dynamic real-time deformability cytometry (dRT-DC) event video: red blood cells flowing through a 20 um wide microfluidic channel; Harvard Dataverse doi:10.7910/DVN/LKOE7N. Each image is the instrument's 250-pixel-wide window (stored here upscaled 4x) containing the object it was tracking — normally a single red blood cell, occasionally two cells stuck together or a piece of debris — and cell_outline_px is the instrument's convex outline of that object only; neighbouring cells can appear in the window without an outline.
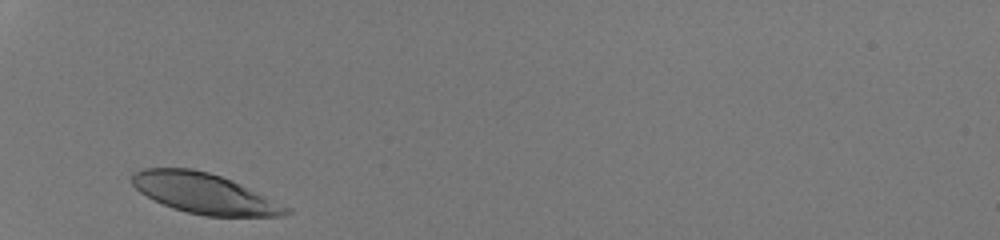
{"species": "human", "species_latin": "Homo sapiens", "temperature_condition": "room temperature", "stored_images_in_passage": 25, "camera_frame_rate_fps": 3000, "um_per_image_px": 0.085, "donor": {"sex": "male"}, "frame": {"image": 1, "passage_image": 1, "time_ms": 0.0, "image_size_px": [1000, 240], "cell_outline_px": [[292, 212], [280, 216], [204, 216], [172, 208], [140, 192], [132, 184], [132, 172], [144, 168], [192, 168], [208, 172], [232, 180], [292, 208]], "centroid_in_image_um": [17.39, 16.44], "position_along_channel_um": 67.6, "area_um2": 36.01}}
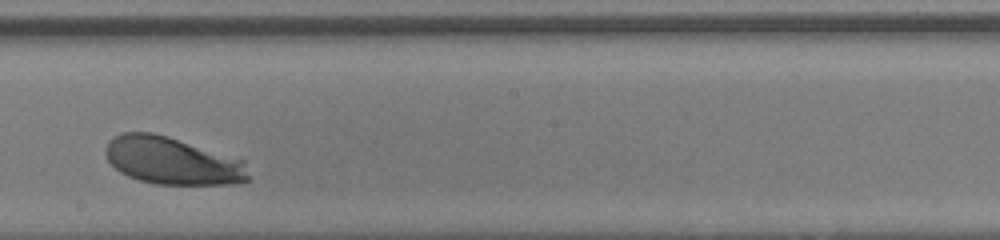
{"frame": {"image": 2, "passage_image": 14, "time_ms": 4.333, "image_size_px": [1000, 240], "cell_outline_px": [[248, 180], [228, 184], [156, 184], [140, 180], [128, 176], [120, 172], [108, 160], [104, 152], [104, 148], [108, 140], [112, 136], [120, 132], [152, 132], [168, 136], [244, 160], [248, 176]], "centroid_in_image_um": [14.57, 13.65], "position_along_channel_um": 233.6, "area_um2": 39.42}}
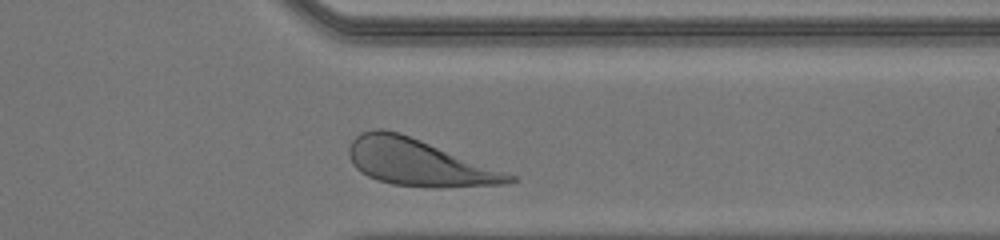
{"frame": {"image": 3, "passage_image": 24, "time_ms": 7.667, "image_size_px": [1000, 240], "cell_outline_px": [[520, 180], [508, 184], [440, 188], [432, 188], [392, 184], [368, 176], [360, 172], [352, 164], [348, 156], [348, 148], [352, 140], [360, 132], [376, 128], [380, 128], [400, 132], [516, 176]], "centroid_in_image_um": [35.56, 13.82], "position_along_channel_um": 375.8, "area_um2": 43.64}, "authors_computed_cell_mechanics": {"area_um2": 39.4196, "velocity_mm_per_s": 4.2405, "shape_relaxation_time_tau1_ms": 1.3056, "shape_relaxation_time_tau2_ms": null, "deformation_change_tau1": 0.1337, "deformation_change_tau2": null}}